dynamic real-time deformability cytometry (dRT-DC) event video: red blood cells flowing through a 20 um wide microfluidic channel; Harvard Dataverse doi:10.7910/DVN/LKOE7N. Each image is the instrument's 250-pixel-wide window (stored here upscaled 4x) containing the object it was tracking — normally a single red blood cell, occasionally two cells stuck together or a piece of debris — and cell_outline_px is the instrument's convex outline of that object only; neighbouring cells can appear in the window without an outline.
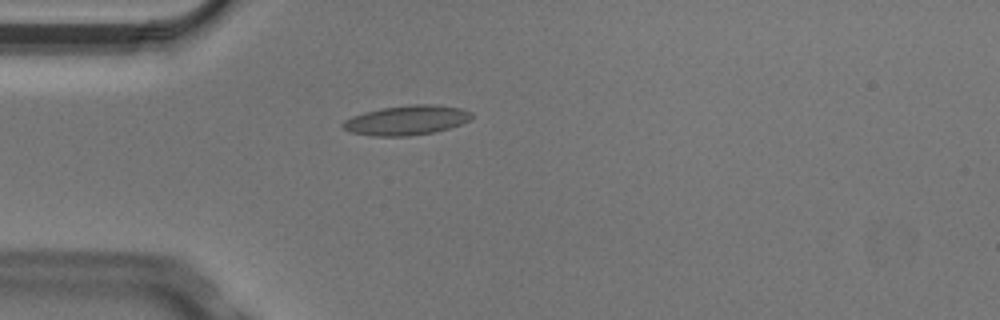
{"species": "Egyptian fruit bat (a non-hibernating species)", "species_latin": "Rousettus aegyptiacus", "temperature_condition": "cold", "stored_images_in_passage": 6, "camera_frame_rate_fps": 3000, "um_per_image_px": 0.085, "animal": {"sex": "male"}, "frame": {"image": 1, "passage_image": 4, "time_ms": 1.0, "image_size_px": [1000, 320], "cell_outline_px": [[472, 116], [468, 120], [460, 124], [436, 132], [408, 136], [372, 136], [352, 132], [344, 128], [340, 124], [344, 120], [352, 116], [364, 112], [380, 108], [412, 104], [432, 104], [460, 108], [472, 112]], "centroid_in_image_um": [34.54, 10.21], "position_along_channel_um": 50.5, "area_um2": 22.2}}